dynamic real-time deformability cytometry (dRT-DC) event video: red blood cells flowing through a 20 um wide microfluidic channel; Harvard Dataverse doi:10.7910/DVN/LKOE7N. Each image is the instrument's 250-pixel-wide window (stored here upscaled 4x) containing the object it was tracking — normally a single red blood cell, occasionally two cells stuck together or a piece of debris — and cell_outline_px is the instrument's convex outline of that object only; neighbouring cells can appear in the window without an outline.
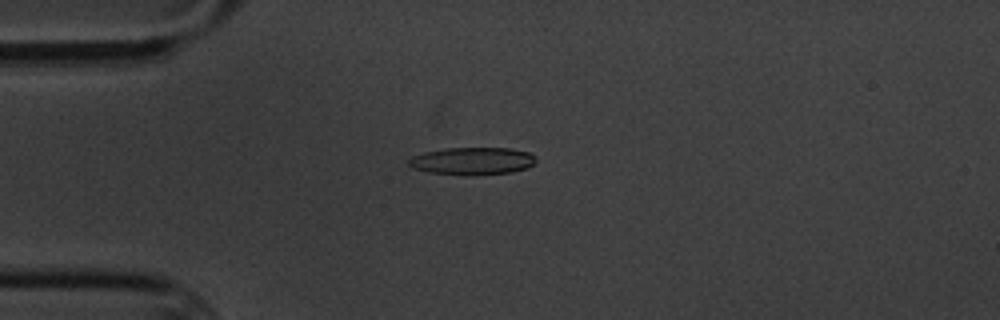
{"species": "common noctule bat (a hibernating species)", "species_latin": "Nyctalus noctula", "temperature_condition": "cold", "stored_images_in_passage": 6, "camera_frame_rate_fps": 3000, "um_per_image_px": 0.085, "animal": {"sex": "male", "body_mass_g": 20.1, "forearm_length_mm": 53.5}, "frame": {"image": 1, "passage_image": 2, "time_ms": 1.333, "image_size_px": [1000, 320], "cell_outline_px": [[536, 160], [528, 168], [512, 172], [432, 172], [412, 168], [408, 164], [408, 160], [412, 156], [424, 152], [444, 148], [508, 148], [528, 152], [536, 156]], "centroid_in_image_um": [40.16, 13.62], "position_along_channel_um": 44.8, "area_um2": 19.31}}
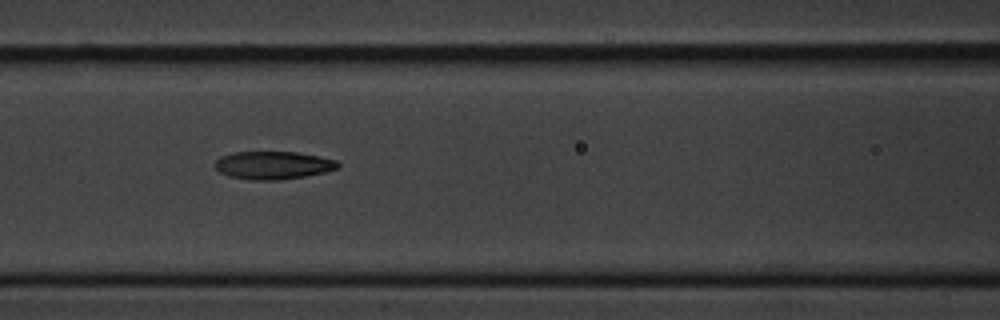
{"frame": {"image": 2, "passage_image": 5, "time_ms": 4.667, "image_size_px": [1000, 320], "cell_outline_px": [[340, 168], [324, 172], [304, 176], [280, 180], [252, 180], [228, 176], [220, 172], [216, 168], [216, 160], [220, 156], [232, 152], [296, 152], [320, 156], [336, 160], [340, 164]], "centroid_in_image_um": [23.23, 14.04], "position_along_channel_um": 143.4, "area_um2": 20.06}}
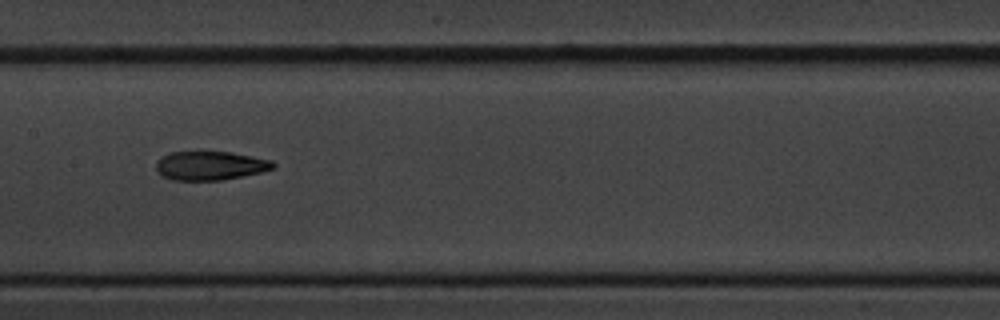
{"frame": {"image": 3, "passage_image": 6, "time_ms": 6.0, "image_size_px": [1000, 320], "cell_outline_px": [[276, 164], [272, 168], [260, 172], [220, 180], [172, 180], [160, 176], [156, 168], [156, 160], [172, 152], [196, 148], [232, 152], [272, 160]], "centroid_in_image_um": [17.8, 14.02], "position_along_channel_um": 189.6, "area_um2": 20.4}}